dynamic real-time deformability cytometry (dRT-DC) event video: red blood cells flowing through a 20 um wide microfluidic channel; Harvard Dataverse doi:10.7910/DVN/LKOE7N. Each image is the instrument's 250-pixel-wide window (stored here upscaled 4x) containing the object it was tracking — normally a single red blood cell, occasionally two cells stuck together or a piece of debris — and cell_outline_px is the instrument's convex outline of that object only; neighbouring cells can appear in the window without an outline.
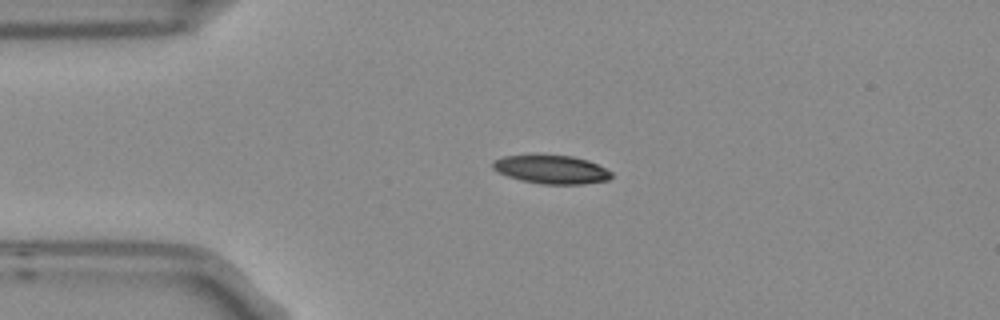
{"species": "Egyptian fruit bat (a non-hibernating species)", "species_latin": "Rousettus aegyptiacus", "temperature_condition": "room temperature", "stored_images_in_passage": 3, "camera_frame_rate_fps": 3000, "um_per_image_px": 0.085, "frame": {"image": 1, "passage_image": 1, "time_ms": 0.0, "image_size_px": [1000, 320], "cell_outline_px": [[612, 176], [608, 180], [584, 184], [544, 184], [520, 180], [508, 176], [492, 168], [492, 160], [504, 156], [572, 156], [588, 160], [612, 172]], "centroid_in_image_um": [46.88, 14.42], "position_along_channel_um": 38.1, "area_um2": 19.36}}
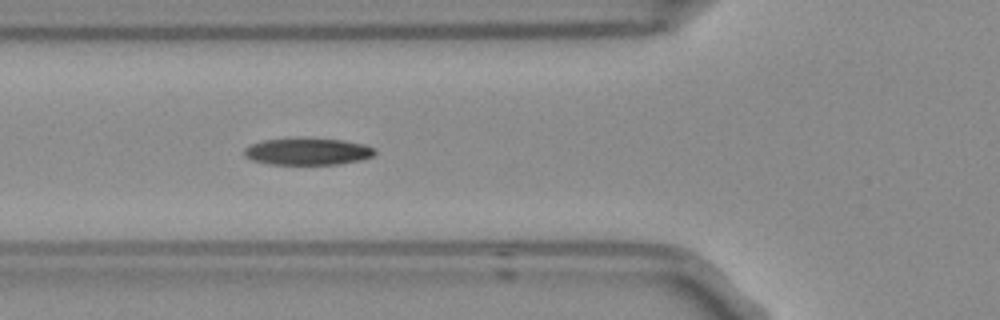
{"frame": {"image": 2, "passage_image": 3, "time_ms": 0.667, "image_size_px": [1000, 320], "cell_outline_px": [[376, 152], [372, 156], [360, 160], [340, 164], [268, 164], [252, 160], [244, 156], [244, 148], [252, 144], [264, 140], [296, 136], [344, 140], [364, 144], [376, 148]], "centroid_in_image_um": [26.14, 12.85], "position_along_channel_um": 99.7, "area_um2": 21.04}}